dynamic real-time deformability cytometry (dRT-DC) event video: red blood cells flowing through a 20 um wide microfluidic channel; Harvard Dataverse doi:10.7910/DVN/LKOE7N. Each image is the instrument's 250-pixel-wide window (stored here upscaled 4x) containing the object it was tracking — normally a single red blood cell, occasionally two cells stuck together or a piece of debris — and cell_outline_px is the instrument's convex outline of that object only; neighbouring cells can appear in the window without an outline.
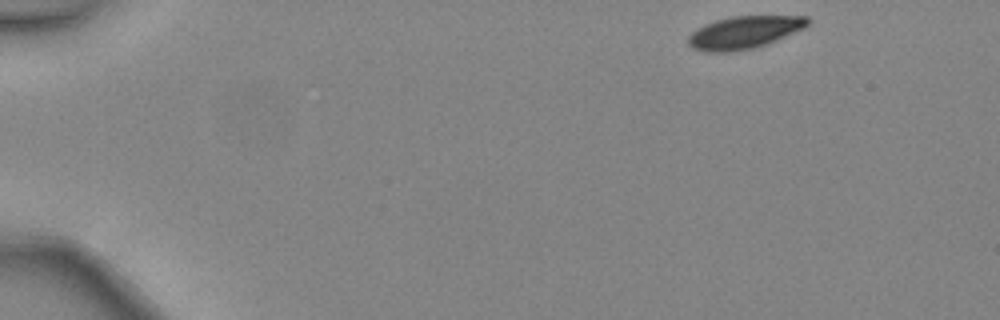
{"species": "common noctule bat (a hibernating species)", "species_latin": "Nyctalus noctula", "temperature_condition": "warm", "stored_images_in_passage": 42, "camera_frame_rate_fps": 3000, "um_per_image_px": 0.085, "animal": {"sex": "female", "body_mass_g": 24.6, "forearm_length_mm": 56.2}, "frame": {"image": 1, "passage_image": 1, "time_ms": 0.0, "image_size_px": [1000, 320], "cell_outline_px": [[812, 20], [804, 28], [768, 44], [752, 48], [732, 52], [704, 52], [692, 48], [688, 44], [688, 36], [692, 32], [716, 20], [732, 16], [808, 16]], "centroid_in_image_um": [63.28, 2.76], "position_along_channel_um": 21.7, "area_um2": 22.6}}
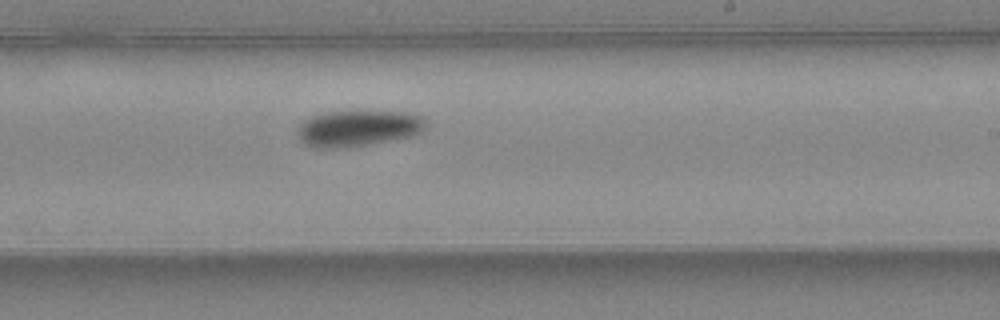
{"frame": {"image": 2, "passage_image": 25, "time_ms": 8.0, "image_size_px": [1000, 320], "cell_outline_px": [[428, 124], [420, 132], [412, 136], [372, 144], [348, 148], [312, 148], [304, 144], [296, 136], [296, 128], [304, 120], [312, 116], [324, 112], [408, 112], [420, 116]], "centroid_in_image_um": [30.38, 10.93], "position_along_channel_um": 258.6, "area_um2": 27.28}}
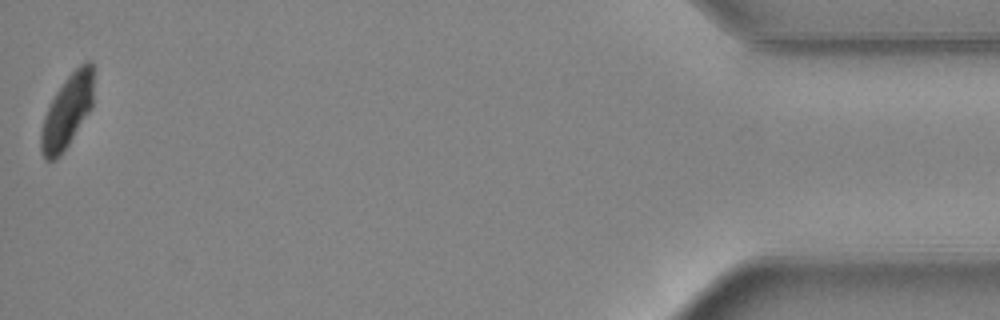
{"frame": {"image": 3, "passage_image": 42, "time_ms": 13.667, "image_size_px": [1000, 320], "cell_outline_px": [[92, 108], [60, 156], [56, 160], [44, 160], [40, 152], [40, 132], [44, 116], [56, 92], [64, 80], [80, 64], [88, 60], [92, 60]], "centroid_in_image_um": [5.68, 9.5], "position_along_channel_um": 429.5, "area_um2": 22.25}, "authors_computed_cell_mechanics": {"area_um2": 25.8655, "velocity_mm_per_s": 4.4713, "shape_relaxation_time_tau1_ms": 2.3326, "shape_relaxation_time_tau2_ms": null, "deformation_change_tau1": 0.0973, "deformation_change_tau2": null}}